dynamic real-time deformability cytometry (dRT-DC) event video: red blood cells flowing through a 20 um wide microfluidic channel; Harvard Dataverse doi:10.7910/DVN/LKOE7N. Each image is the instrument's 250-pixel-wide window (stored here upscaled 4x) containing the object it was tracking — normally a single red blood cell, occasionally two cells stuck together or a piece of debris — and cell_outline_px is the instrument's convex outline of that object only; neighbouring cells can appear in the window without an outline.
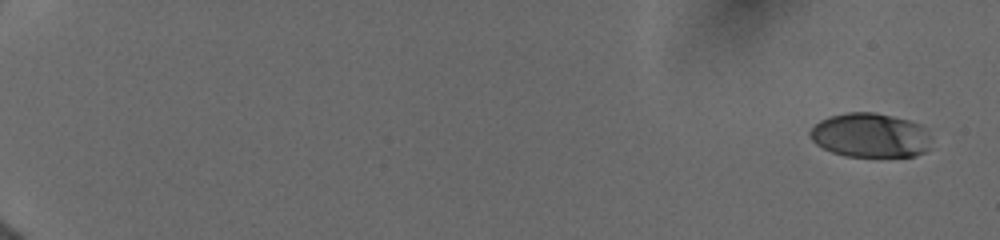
{"species": "human", "species_latin": "Homo sapiens", "temperature_condition": "cold", "stored_images_in_passage": 35, "camera_frame_rate_fps": 3000, "um_per_image_px": 0.085, "donor": {"sex": "female"}, "frame": {"image": 1, "passage_image": 1, "time_ms": 0.0, "image_size_px": [1000, 240], "cell_outline_px": [[932, 136], [928, 148], [924, 152], [916, 156], [844, 156], [832, 152], [816, 144], [812, 140], [808, 132], [820, 120], [828, 116], [848, 112], [872, 112], [892, 116], [908, 120], [920, 124]], "centroid_in_image_um": [73.98, 11.5], "position_along_channel_um": 11.0, "area_um2": 31.39}}
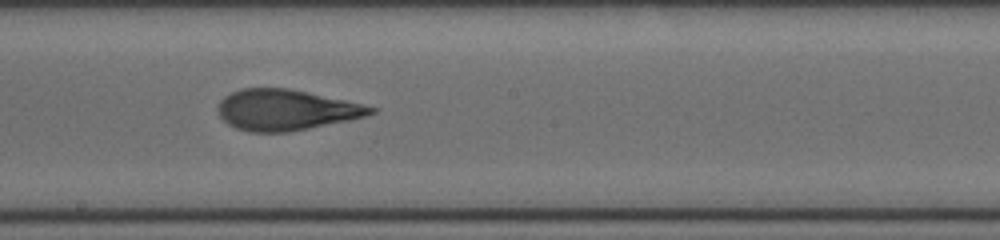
{"frame": {"image": 2, "passage_image": 20, "time_ms": 10.667, "image_size_px": [1000, 240], "cell_outline_px": [[376, 112], [364, 116], [348, 120], [288, 132], [248, 132], [236, 128], [228, 124], [216, 112], [216, 108], [220, 100], [224, 96], [240, 88], [288, 88], [308, 92], [344, 100], [376, 108]], "centroid_in_image_um": [24.22, 9.34], "position_along_channel_um": 224.0, "area_um2": 36.07}}
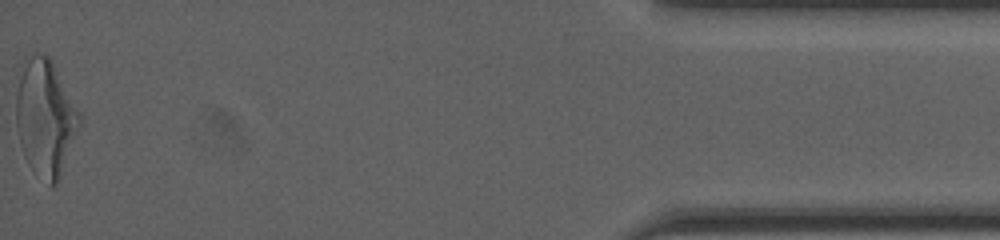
{"frame": {"image": 3, "passage_image": 35, "time_ms": 17.667, "image_size_px": [1000, 240], "cell_outline_px": [[84, 120], [56, 184], [52, 188], [28, 164], [24, 156], [20, 144], [16, 124], [16, 96], [20, 80], [24, 68], [28, 60], [32, 56], [44, 52], [52, 60], [80, 112]], "centroid_in_image_um": [3.9, 10.05], "position_along_channel_um": 431.3, "area_um2": 42.6}, "authors_computed_cell_mechanics": {"area_um2": 35.4314, "velocity_mm_per_s": 3.9833, "shape_relaxation_time_tau1_ms": 3.7807, "shape_relaxation_time_tau2_ms": 1.0095, "deformation_change_tau1": 0.1842, "deformation_change_tau2": 0.0935}}